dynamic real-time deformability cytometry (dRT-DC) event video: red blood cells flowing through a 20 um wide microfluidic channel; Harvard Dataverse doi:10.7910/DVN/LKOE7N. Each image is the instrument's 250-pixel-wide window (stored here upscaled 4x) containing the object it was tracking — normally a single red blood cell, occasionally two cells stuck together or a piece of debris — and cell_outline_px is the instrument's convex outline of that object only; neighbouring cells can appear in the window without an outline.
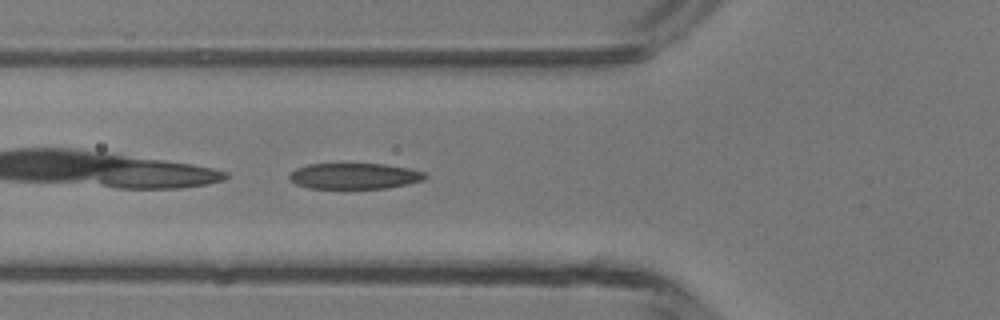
{"species": "common noctule bat (a hibernating species)", "species_latin": "Nyctalus noctula", "temperature_condition": "room temperature", "stored_images_in_passage": 31, "camera_frame_rate_fps": 3000, "um_per_image_px": 0.085, "animal": {"sex": "male", "body_mass_g": 13.3}, "frame": {"image": 1, "passage_image": 3, "time_ms": 0.667, "image_size_px": [1000, 320], "cell_outline_px": [[428, 176], [424, 180], [408, 184], [388, 188], [308, 188], [296, 184], [288, 180], [288, 176], [296, 168], [308, 164], [384, 164], [408, 168], [424, 172]], "centroid_in_image_um": [30.12, 14.96], "position_along_channel_um": 95.7, "area_um2": 20.52}}
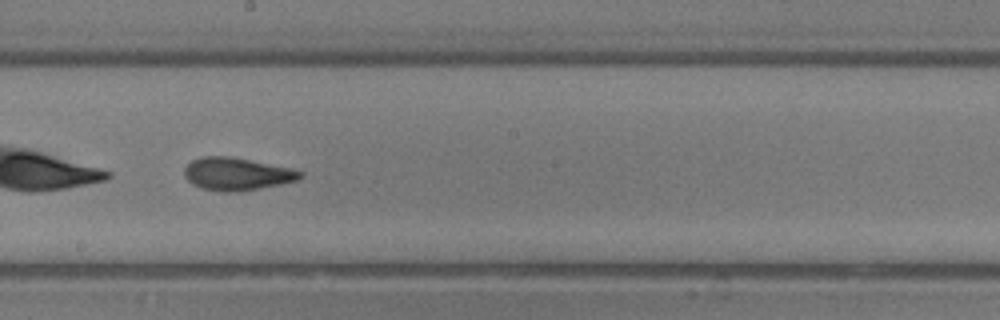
{"frame": {"image": 2, "passage_image": 12, "time_ms": 3.667, "image_size_px": [1000, 320], "cell_outline_px": [[304, 176], [296, 180], [280, 184], [260, 188], [236, 192], [224, 192], [200, 188], [192, 184], [184, 176], [184, 168], [192, 160], [200, 156], [232, 156], [288, 168], [304, 172]], "centroid_in_image_um": [20.09, 14.78], "position_along_channel_um": 228.1, "area_um2": 22.02}}
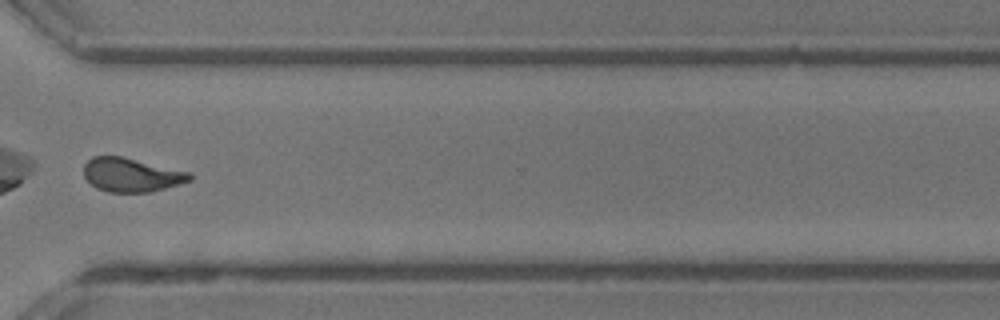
{"frame": {"image": 3, "passage_image": 21, "time_ms": 6.667, "image_size_px": [1000, 320], "cell_outline_px": [[192, 180], [180, 184], [148, 192], [108, 192], [96, 188], [84, 176], [84, 164], [92, 156], [120, 156], [188, 172], [192, 176]], "centroid_in_image_um": [11.13, 14.87], "position_along_channel_um": 359.5, "area_um2": 20.58}, "authors_computed_cell_mechanics": {"area_um2": 21.6172, "velocity_mm_per_s": 4.3912, "shape_relaxation_time_tau1_ms": 5.033, "shape_relaxation_time_tau2_ms": 1.4434, "deformation_change_tau1": 0.1983, "deformation_change_tau2": 0.0809}}